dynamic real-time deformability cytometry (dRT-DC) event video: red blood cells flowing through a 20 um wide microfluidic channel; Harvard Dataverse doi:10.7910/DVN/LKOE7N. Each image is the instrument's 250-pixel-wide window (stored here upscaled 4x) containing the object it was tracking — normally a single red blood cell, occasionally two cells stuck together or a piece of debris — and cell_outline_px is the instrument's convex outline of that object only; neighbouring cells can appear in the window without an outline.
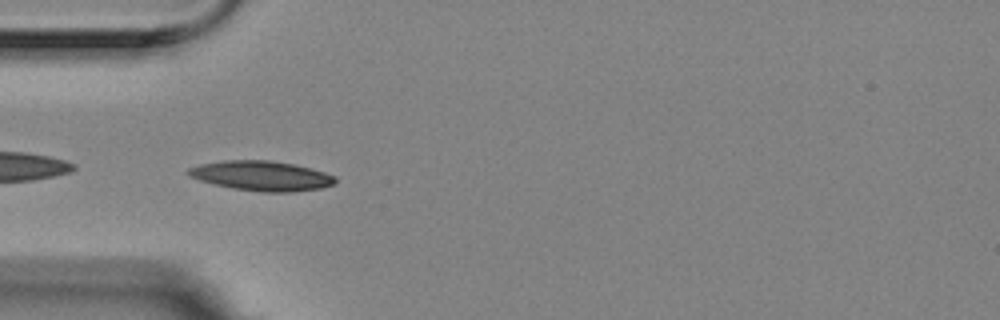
{"species": "Egyptian fruit bat (a non-hibernating species)", "species_latin": "Rousettus aegyptiacus", "temperature_condition": "room temperature", "stored_images_in_passage": 6, "camera_frame_rate_fps": 3000, "um_per_image_px": 0.085, "animal": {"sex": "female"}, "frame": {"image": 1, "passage_image": 5, "time_ms": 4.667, "image_size_px": [1000, 320], "cell_outline_px": [[336, 184], [320, 188], [292, 192], [260, 192], [232, 188], [200, 180], [188, 176], [184, 172], [188, 168], [200, 164], [224, 160], [272, 160], [312, 168], [336, 176]], "centroid_in_image_um": [22.23, 14.94], "position_along_channel_um": 62.8, "area_um2": 25.66}}
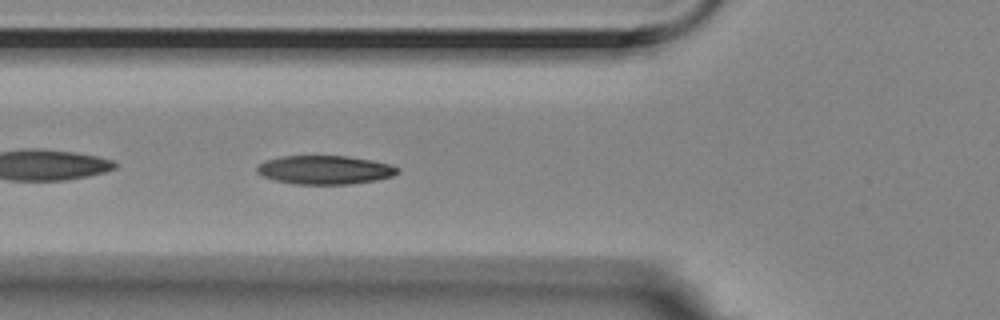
{"frame": {"image": 2, "passage_image": 6, "time_ms": 5.667, "image_size_px": [1000, 320], "cell_outline_px": [[400, 172], [392, 176], [376, 180], [352, 184], [292, 184], [276, 180], [264, 176], [256, 172], [256, 168], [264, 160], [284, 156], [348, 156], [372, 160], [392, 164], [400, 168]], "centroid_in_image_um": [27.65, 14.44], "position_along_channel_um": 98.1, "area_um2": 23.64}}